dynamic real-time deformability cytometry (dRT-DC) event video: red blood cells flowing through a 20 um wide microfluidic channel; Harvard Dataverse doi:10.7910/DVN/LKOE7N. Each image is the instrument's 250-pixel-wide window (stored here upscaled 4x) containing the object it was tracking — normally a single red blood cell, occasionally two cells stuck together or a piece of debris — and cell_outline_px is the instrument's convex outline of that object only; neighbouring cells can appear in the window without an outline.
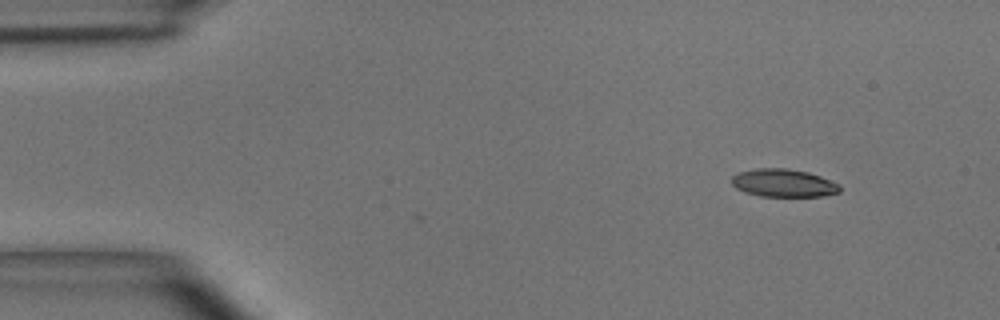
{"species": "common noctule bat (a hibernating species)", "species_latin": "Nyctalus noctula", "temperature_condition": "room temperature", "stored_images_in_passage": 5, "camera_frame_rate_fps": 3000, "um_per_image_px": 0.085, "animal": {"sex": "male", "body_mass_g": 15.6}, "frame": {"image": 1, "passage_image": 1, "time_ms": 0.0, "image_size_px": [1000, 320], "cell_outline_px": [[840, 192], [824, 196], [760, 196], [744, 192], [736, 188], [732, 184], [732, 176], [736, 172], [756, 168], [788, 168], [808, 172], [820, 176], [840, 184]], "centroid_in_image_um": [66.58, 15.55], "position_along_channel_um": 18.4, "area_um2": 17.74}}
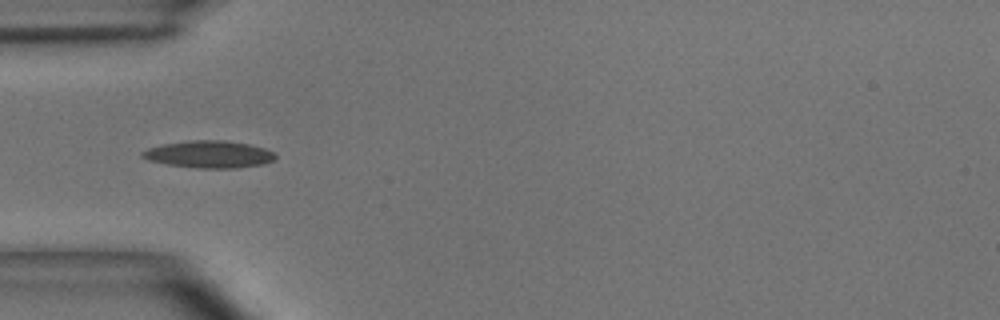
{"frame": {"image": 2, "passage_image": 4, "time_ms": 1.0, "image_size_px": [1000, 320], "cell_outline_px": [[276, 156], [272, 160], [264, 164], [236, 168], [196, 168], [168, 164], [148, 160], [140, 156], [140, 152], [148, 148], [160, 144], [188, 140], [224, 140], [248, 144], [264, 148], [272, 152]], "centroid_in_image_um": [17.72, 13.11], "position_along_channel_um": 67.3, "area_um2": 21.1}}
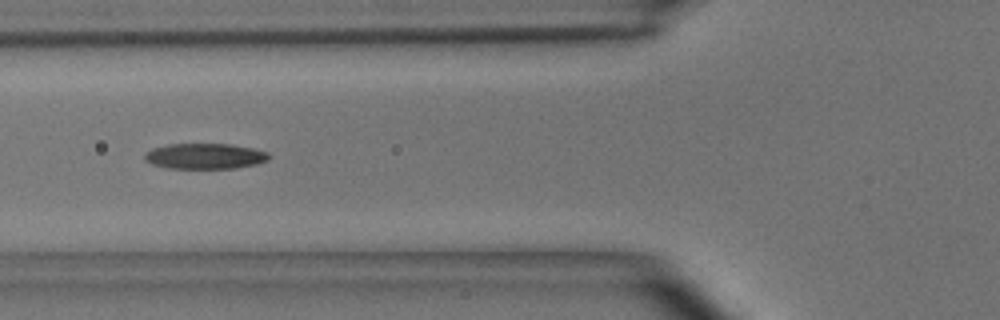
{"frame": {"image": 3, "passage_image": 5, "time_ms": 1.333, "image_size_px": [1000, 320], "cell_outline_px": [[268, 160], [256, 164], [236, 168], [168, 168], [152, 164], [144, 160], [144, 156], [152, 148], [168, 144], [232, 144], [252, 148], [268, 152]], "centroid_in_image_um": [17.41, 13.27], "position_along_channel_um": 108.4, "area_um2": 18.44}}